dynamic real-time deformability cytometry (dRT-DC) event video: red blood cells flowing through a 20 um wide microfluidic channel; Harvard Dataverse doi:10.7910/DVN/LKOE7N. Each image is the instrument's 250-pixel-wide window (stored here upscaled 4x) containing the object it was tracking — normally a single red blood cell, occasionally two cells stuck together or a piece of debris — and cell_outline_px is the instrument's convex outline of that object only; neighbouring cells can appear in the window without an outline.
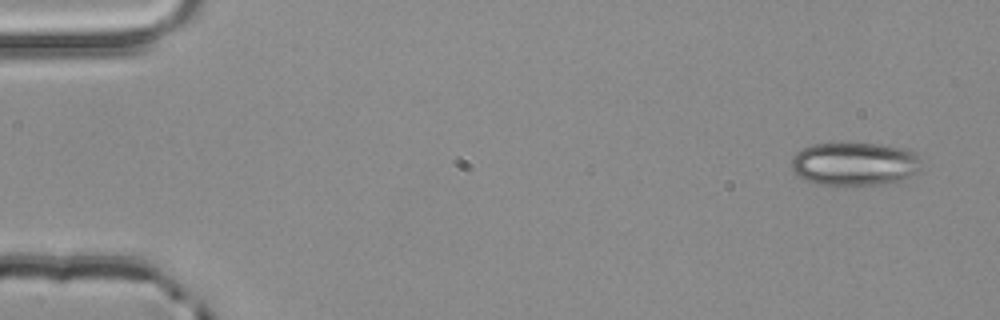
{"species": "common noctule bat (a hibernating species)", "species_latin": "Nyctalus noctula", "temperature_condition": "room temperature", "stored_images_in_passage": 4, "camera_frame_rate_fps": 3000, "um_per_image_px": 0.085, "animal": {"sex": "male", "body_mass_g": 20.4}, "frame": {"image": 1, "passage_image": 1, "time_ms": 0.0, "image_size_px": [1000, 320], "cell_outline_px": [[924, 164], [916, 172], [900, 184], [836, 188], [816, 184], [804, 180], [792, 168], [792, 156], [796, 152], [812, 144], [884, 144], [908, 148], [916, 152], [920, 156]], "centroid_in_image_um": [72.74, 14.0], "position_along_channel_um": 12.3, "area_um2": 34.51}}
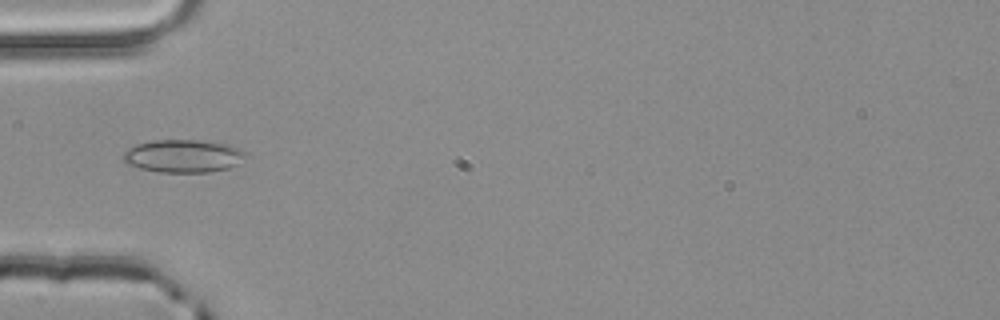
{"frame": {"image": 2, "passage_image": 4, "time_ms": 1.0, "image_size_px": [1000, 320], "cell_outline_px": [[248, 156], [236, 164], [228, 168], [212, 172], [160, 172], [140, 168], [128, 164], [124, 160], [124, 152], [128, 148], [136, 144], [152, 140], [196, 140], [228, 144], [240, 148], [248, 152]], "centroid_in_image_um": [15.61, 13.26], "position_along_channel_um": 69.4, "area_um2": 23.52}}